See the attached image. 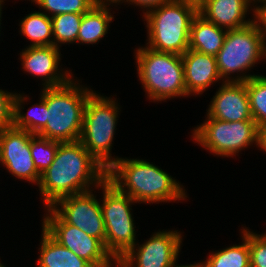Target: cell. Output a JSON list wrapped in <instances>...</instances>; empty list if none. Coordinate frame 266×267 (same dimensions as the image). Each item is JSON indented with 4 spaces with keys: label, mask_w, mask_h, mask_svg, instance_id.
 Returning <instances> with one entry per match:
<instances>
[{
    "label": "cell",
    "mask_w": 266,
    "mask_h": 267,
    "mask_svg": "<svg viewBox=\"0 0 266 267\" xmlns=\"http://www.w3.org/2000/svg\"><path fill=\"white\" fill-rule=\"evenodd\" d=\"M107 178V170L78 140L59 142L53 162L41 174L38 184L43 208L66 196L97 188ZM94 187V188H93Z\"/></svg>",
    "instance_id": "1"
},
{
    "label": "cell",
    "mask_w": 266,
    "mask_h": 267,
    "mask_svg": "<svg viewBox=\"0 0 266 267\" xmlns=\"http://www.w3.org/2000/svg\"><path fill=\"white\" fill-rule=\"evenodd\" d=\"M107 179L138 204L183 203L189 199L185 185L144 158L121 157L107 171Z\"/></svg>",
    "instance_id": "2"
},
{
    "label": "cell",
    "mask_w": 266,
    "mask_h": 267,
    "mask_svg": "<svg viewBox=\"0 0 266 267\" xmlns=\"http://www.w3.org/2000/svg\"><path fill=\"white\" fill-rule=\"evenodd\" d=\"M81 80L74 76L65 85L44 88L48 111L38 136L60 143L79 140L88 97L94 91Z\"/></svg>",
    "instance_id": "3"
},
{
    "label": "cell",
    "mask_w": 266,
    "mask_h": 267,
    "mask_svg": "<svg viewBox=\"0 0 266 267\" xmlns=\"http://www.w3.org/2000/svg\"><path fill=\"white\" fill-rule=\"evenodd\" d=\"M135 49L136 73L147 100L157 104L187 98L182 55L159 52L143 44Z\"/></svg>",
    "instance_id": "4"
},
{
    "label": "cell",
    "mask_w": 266,
    "mask_h": 267,
    "mask_svg": "<svg viewBox=\"0 0 266 267\" xmlns=\"http://www.w3.org/2000/svg\"><path fill=\"white\" fill-rule=\"evenodd\" d=\"M115 95L106 96L93 91L84 111L79 141L107 171L121 157L112 155L121 105Z\"/></svg>",
    "instance_id": "5"
},
{
    "label": "cell",
    "mask_w": 266,
    "mask_h": 267,
    "mask_svg": "<svg viewBox=\"0 0 266 267\" xmlns=\"http://www.w3.org/2000/svg\"><path fill=\"white\" fill-rule=\"evenodd\" d=\"M216 60L219 74L224 82H245L260 75L250 70L257 67L261 61L266 62V45L262 28L253 21L246 27L227 30Z\"/></svg>",
    "instance_id": "6"
},
{
    "label": "cell",
    "mask_w": 266,
    "mask_h": 267,
    "mask_svg": "<svg viewBox=\"0 0 266 267\" xmlns=\"http://www.w3.org/2000/svg\"><path fill=\"white\" fill-rule=\"evenodd\" d=\"M197 13L194 7L175 1L150 10L141 17L146 25L145 46L182 55L188 50L190 27Z\"/></svg>",
    "instance_id": "7"
},
{
    "label": "cell",
    "mask_w": 266,
    "mask_h": 267,
    "mask_svg": "<svg viewBox=\"0 0 266 267\" xmlns=\"http://www.w3.org/2000/svg\"><path fill=\"white\" fill-rule=\"evenodd\" d=\"M105 225V248L117 262L138 241L133 205L128 194L122 193L107 178L97 187ZM101 190V192H100Z\"/></svg>",
    "instance_id": "8"
},
{
    "label": "cell",
    "mask_w": 266,
    "mask_h": 267,
    "mask_svg": "<svg viewBox=\"0 0 266 267\" xmlns=\"http://www.w3.org/2000/svg\"><path fill=\"white\" fill-rule=\"evenodd\" d=\"M262 130L255 121L226 122L205 115L204 122L191 130L194 144L215 157H239L241 151L256 147L261 150ZM254 145V146H253Z\"/></svg>",
    "instance_id": "9"
},
{
    "label": "cell",
    "mask_w": 266,
    "mask_h": 267,
    "mask_svg": "<svg viewBox=\"0 0 266 267\" xmlns=\"http://www.w3.org/2000/svg\"><path fill=\"white\" fill-rule=\"evenodd\" d=\"M41 227L59 244L93 267H117L104 244L74 225L65 223L50 207L44 209Z\"/></svg>",
    "instance_id": "10"
},
{
    "label": "cell",
    "mask_w": 266,
    "mask_h": 267,
    "mask_svg": "<svg viewBox=\"0 0 266 267\" xmlns=\"http://www.w3.org/2000/svg\"><path fill=\"white\" fill-rule=\"evenodd\" d=\"M155 231L143 243L138 240L136 245L117 261V267H180L182 264L178 262L184 232L176 229Z\"/></svg>",
    "instance_id": "11"
},
{
    "label": "cell",
    "mask_w": 266,
    "mask_h": 267,
    "mask_svg": "<svg viewBox=\"0 0 266 267\" xmlns=\"http://www.w3.org/2000/svg\"><path fill=\"white\" fill-rule=\"evenodd\" d=\"M95 190V191H94ZM97 188L56 201L50 208L65 222L99 239L105 246V225Z\"/></svg>",
    "instance_id": "12"
},
{
    "label": "cell",
    "mask_w": 266,
    "mask_h": 267,
    "mask_svg": "<svg viewBox=\"0 0 266 267\" xmlns=\"http://www.w3.org/2000/svg\"><path fill=\"white\" fill-rule=\"evenodd\" d=\"M33 135L14 126L0 130V165L16 180L38 186L41 175L34 166L30 150Z\"/></svg>",
    "instance_id": "13"
},
{
    "label": "cell",
    "mask_w": 266,
    "mask_h": 267,
    "mask_svg": "<svg viewBox=\"0 0 266 267\" xmlns=\"http://www.w3.org/2000/svg\"><path fill=\"white\" fill-rule=\"evenodd\" d=\"M20 67L24 73L39 78L41 88L59 87L67 84L76 74L69 67L62 68L61 49L53 46H24L20 51ZM69 68V69H68Z\"/></svg>",
    "instance_id": "14"
},
{
    "label": "cell",
    "mask_w": 266,
    "mask_h": 267,
    "mask_svg": "<svg viewBox=\"0 0 266 267\" xmlns=\"http://www.w3.org/2000/svg\"><path fill=\"white\" fill-rule=\"evenodd\" d=\"M207 105L206 115L226 122L254 121L245 82H224Z\"/></svg>",
    "instance_id": "15"
},
{
    "label": "cell",
    "mask_w": 266,
    "mask_h": 267,
    "mask_svg": "<svg viewBox=\"0 0 266 267\" xmlns=\"http://www.w3.org/2000/svg\"><path fill=\"white\" fill-rule=\"evenodd\" d=\"M185 87L187 97H200L217 83H224L218 67L216 56L203 54L192 49L182 54Z\"/></svg>",
    "instance_id": "16"
},
{
    "label": "cell",
    "mask_w": 266,
    "mask_h": 267,
    "mask_svg": "<svg viewBox=\"0 0 266 267\" xmlns=\"http://www.w3.org/2000/svg\"><path fill=\"white\" fill-rule=\"evenodd\" d=\"M198 12L218 27L240 29L254 21V0H206Z\"/></svg>",
    "instance_id": "17"
},
{
    "label": "cell",
    "mask_w": 266,
    "mask_h": 267,
    "mask_svg": "<svg viewBox=\"0 0 266 267\" xmlns=\"http://www.w3.org/2000/svg\"><path fill=\"white\" fill-rule=\"evenodd\" d=\"M111 7L118 11L114 2H98L83 14L77 45H93L94 47L104 39L109 32L111 22L115 20L114 13L116 12Z\"/></svg>",
    "instance_id": "18"
},
{
    "label": "cell",
    "mask_w": 266,
    "mask_h": 267,
    "mask_svg": "<svg viewBox=\"0 0 266 267\" xmlns=\"http://www.w3.org/2000/svg\"><path fill=\"white\" fill-rule=\"evenodd\" d=\"M226 33V29L208 21L198 12L191 23L188 49L216 56L223 46Z\"/></svg>",
    "instance_id": "19"
},
{
    "label": "cell",
    "mask_w": 266,
    "mask_h": 267,
    "mask_svg": "<svg viewBox=\"0 0 266 267\" xmlns=\"http://www.w3.org/2000/svg\"><path fill=\"white\" fill-rule=\"evenodd\" d=\"M239 230L241 242L210 251L206 260L194 261L193 267H250V250L248 244V227L242 225Z\"/></svg>",
    "instance_id": "20"
},
{
    "label": "cell",
    "mask_w": 266,
    "mask_h": 267,
    "mask_svg": "<svg viewBox=\"0 0 266 267\" xmlns=\"http://www.w3.org/2000/svg\"><path fill=\"white\" fill-rule=\"evenodd\" d=\"M40 235L36 260L38 267H93L89 262L59 244L43 228Z\"/></svg>",
    "instance_id": "21"
},
{
    "label": "cell",
    "mask_w": 266,
    "mask_h": 267,
    "mask_svg": "<svg viewBox=\"0 0 266 267\" xmlns=\"http://www.w3.org/2000/svg\"><path fill=\"white\" fill-rule=\"evenodd\" d=\"M38 103H34L28 107L27 112H24V107L30 100L29 94L17 92L14 99V124L13 126L18 129L26 130L30 133L37 135L46 126V111L47 106L44 101V88H40Z\"/></svg>",
    "instance_id": "22"
},
{
    "label": "cell",
    "mask_w": 266,
    "mask_h": 267,
    "mask_svg": "<svg viewBox=\"0 0 266 267\" xmlns=\"http://www.w3.org/2000/svg\"><path fill=\"white\" fill-rule=\"evenodd\" d=\"M19 34L28 39V46H53V31L51 17L44 12L31 11L19 21ZM26 37V38H25Z\"/></svg>",
    "instance_id": "23"
},
{
    "label": "cell",
    "mask_w": 266,
    "mask_h": 267,
    "mask_svg": "<svg viewBox=\"0 0 266 267\" xmlns=\"http://www.w3.org/2000/svg\"><path fill=\"white\" fill-rule=\"evenodd\" d=\"M83 14L64 13L51 17L54 46L77 45V37Z\"/></svg>",
    "instance_id": "24"
},
{
    "label": "cell",
    "mask_w": 266,
    "mask_h": 267,
    "mask_svg": "<svg viewBox=\"0 0 266 267\" xmlns=\"http://www.w3.org/2000/svg\"><path fill=\"white\" fill-rule=\"evenodd\" d=\"M250 111L259 128L266 127V75L254 76L246 81Z\"/></svg>",
    "instance_id": "25"
},
{
    "label": "cell",
    "mask_w": 266,
    "mask_h": 267,
    "mask_svg": "<svg viewBox=\"0 0 266 267\" xmlns=\"http://www.w3.org/2000/svg\"><path fill=\"white\" fill-rule=\"evenodd\" d=\"M26 1V0H25ZM36 5L41 12L49 17L64 13L84 14L89 11L97 0H29Z\"/></svg>",
    "instance_id": "26"
},
{
    "label": "cell",
    "mask_w": 266,
    "mask_h": 267,
    "mask_svg": "<svg viewBox=\"0 0 266 267\" xmlns=\"http://www.w3.org/2000/svg\"><path fill=\"white\" fill-rule=\"evenodd\" d=\"M59 142L33 135L30 140V150L34 166L41 175L53 162Z\"/></svg>",
    "instance_id": "27"
},
{
    "label": "cell",
    "mask_w": 266,
    "mask_h": 267,
    "mask_svg": "<svg viewBox=\"0 0 266 267\" xmlns=\"http://www.w3.org/2000/svg\"><path fill=\"white\" fill-rule=\"evenodd\" d=\"M250 267H266V236L258 234L248 227Z\"/></svg>",
    "instance_id": "28"
},
{
    "label": "cell",
    "mask_w": 266,
    "mask_h": 267,
    "mask_svg": "<svg viewBox=\"0 0 266 267\" xmlns=\"http://www.w3.org/2000/svg\"><path fill=\"white\" fill-rule=\"evenodd\" d=\"M16 91L0 89V130L14 124V99Z\"/></svg>",
    "instance_id": "29"
},
{
    "label": "cell",
    "mask_w": 266,
    "mask_h": 267,
    "mask_svg": "<svg viewBox=\"0 0 266 267\" xmlns=\"http://www.w3.org/2000/svg\"><path fill=\"white\" fill-rule=\"evenodd\" d=\"M172 1L173 0H118L116 2V6L118 7L117 9H119V5L121 8L122 3L123 5H128L127 7H131V5H133V8L138 7V9H141L139 11H142V16H144L150 10Z\"/></svg>",
    "instance_id": "30"
},
{
    "label": "cell",
    "mask_w": 266,
    "mask_h": 267,
    "mask_svg": "<svg viewBox=\"0 0 266 267\" xmlns=\"http://www.w3.org/2000/svg\"><path fill=\"white\" fill-rule=\"evenodd\" d=\"M254 21L261 28L266 24V0H254Z\"/></svg>",
    "instance_id": "31"
},
{
    "label": "cell",
    "mask_w": 266,
    "mask_h": 267,
    "mask_svg": "<svg viewBox=\"0 0 266 267\" xmlns=\"http://www.w3.org/2000/svg\"><path fill=\"white\" fill-rule=\"evenodd\" d=\"M173 1L192 6L197 11H199L206 2V0H173Z\"/></svg>",
    "instance_id": "32"
},
{
    "label": "cell",
    "mask_w": 266,
    "mask_h": 267,
    "mask_svg": "<svg viewBox=\"0 0 266 267\" xmlns=\"http://www.w3.org/2000/svg\"><path fill=\"white\" fill-rule=\"evenodd\" d=\"M262 153L265 152L266 154V127L262 130V136H261V150Z\"/></svg>",
    "instance_id": "33"
},
{
    "label": "cell",
    "mask_w": 266,
    "mask_h": 267,
    "mask_svg": "<svg viewBox=\"0 0 266 267\" xmlns=\"http://www.w3.org/2000/svg\"><path fill=\"white\" fill-rule=\"evenodd\" d=\"M5 1H6V0H0V36L2 35V34H1V28H2V26H1L2 23H1V22H2V18H3V17H2V14H3V10H2V9L4 8V5H6V4H4V3H6ZM0 41H1V40H0Z\"/></svg>",
    "instance_id": "34"
},
{
    "label": "cell",
    "mask_w": 266,
    "mask_h": 267,
    "mask_svg": "<svg viewBox=\"0 0 266 267\" xmlns=\"http://www.w3.org/2000/svg\"><path fill=\"white\" fill-rule=\"evenodd\" d=\"M262 30H263V36H264L265 45H266V24L262 27Z\"/></svg>",
    "instance_id": "35"
},
{
    "label": "cell",
    "mask_w": 266,
    "mask_h": 267,
    "mask_svg": "<svg viewBox=\"0 0 266 267\" xmlns=\"http://www.w3.org/2000/svg\"><path fill=\"white\" fill-rule=\"evenodd\" d=\"M98 2H114L116 3L118 0H97Z\"/></svg>",
    "instance_id": "36"
},
{
    "label": "cell",
    "mask_w": 266,
    "mask_h": 267,
    "mask_svg": "<svg viewBox=\"0 0 266 267\" xmlns=\"http://www.w3.org/2000/svg\"><path fill=\"white\" fill-rule=\"evenodd\" d=\"M180 267H193V266L191 263L190 264L188 263V264H184V265L182 264Z\"/></svg>",
    "instance_id": "37"
},
{
    "label": "cell",
    "mask_w": 266,
    "mask_h": 267,
    "mask_svg": "<svg viewBox=\"0 0 266 267\" xmlns=\"http://www.w3.org/2000/svg\"><path fill=\"white\" fill-rule=\"evenodd\" d=\"M0 267H7L4 263H2L1 259H0Z\"/></svg>",
    "instance_id": "38"
}]
</instances>
